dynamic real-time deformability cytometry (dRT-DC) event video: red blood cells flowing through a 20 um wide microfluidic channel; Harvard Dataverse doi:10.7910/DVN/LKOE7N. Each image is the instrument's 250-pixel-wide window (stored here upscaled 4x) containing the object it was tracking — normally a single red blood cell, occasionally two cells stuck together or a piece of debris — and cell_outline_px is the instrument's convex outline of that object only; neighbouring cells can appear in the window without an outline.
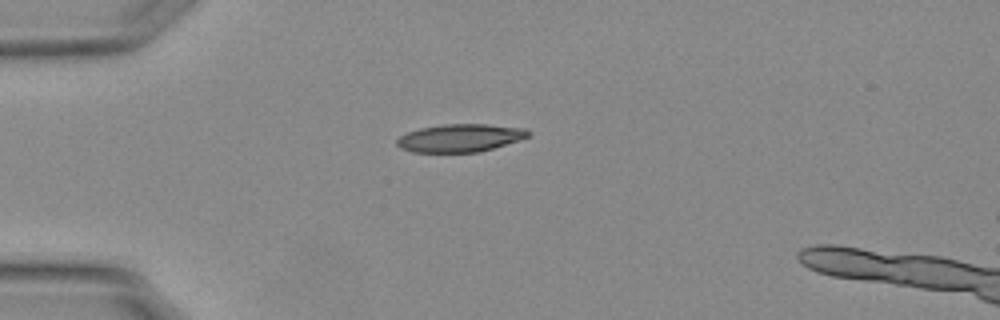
{"species": "Egyptian fruit bat (a non-hibernating species)", "species_latin": "Rousettus aegyptiacus", "temperature_condition": "warm", "stored_images_in_passage": 36, "camera_frame_rate_fps": 3000, "um_per_image_px": 0.085, "animal": {"sex": "female"}, "frame": {"image": 1, "passage_image": 1, "time_ms": 0.0, "image_size_px": [1000, 320], "cell_outline_px": [[532, 132], [528, 136], [520, 140], [480, 152], [412, 152], [400, 148], [396, 144], [396, 140], [400, 136], [408, 132], [420, 128], [444, 124], [488, 124], [524, 128]], "centroid_in_image_um": [39.11, 11.73], "position_along_channel_um": 45.9, "area_um2": 21.39}}
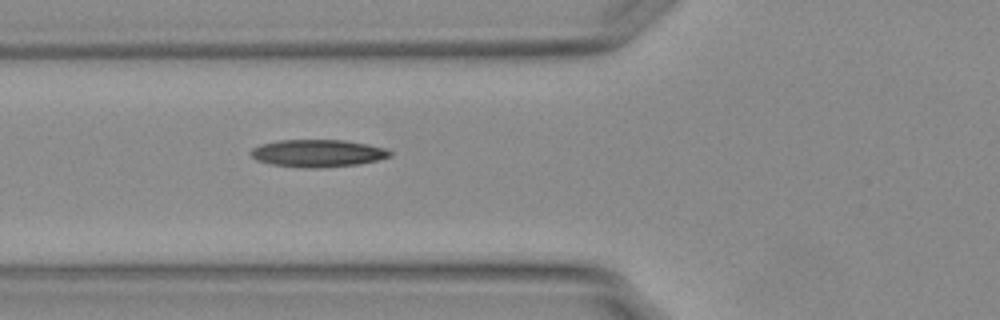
{"frame": {"image": 2, "passage_image": 7, "time_ms": 2.0, "image_size_px": [1000, 320], "cell_outline_px": [[392, 156], [360, 164], [324, 168], [300, 168], [272, 164], [256, 160], [248, 152], [252, 148], [260, 144], [276, 140], [344, 140], [368, 144], [384, 148], [392, 152]], "centroid_in_image_um": [26.98, 13.03], "position_along_channel_um": 98.8, "area_um2": 22.48}}
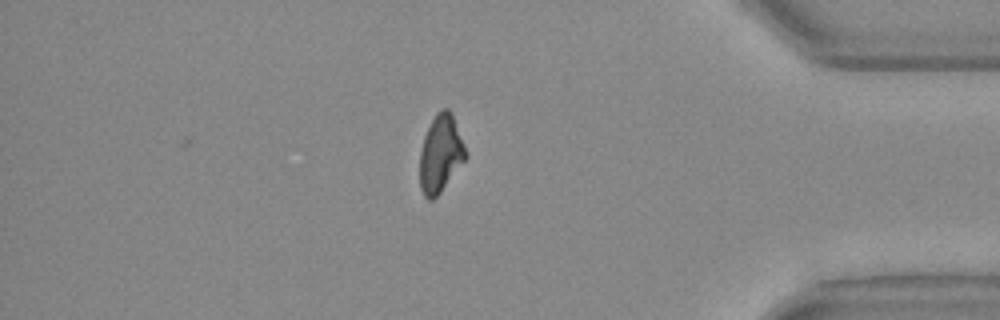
{"frame": {"image": 3, "passage_image": 33, "time_ms": 10.667, "image_size_px": [1000, 320], "cell_outline_px": [[468, 156], [440, 192], [432, 200], [428, 200], [424, 196], [420, 188], [420, 152], [424, 136], [436, 112], [440, 108], [448, 108], [452, 112], [464, 144]], "centroid_in_image_um": [37.45, 13.04], "position_along_channel_um": 397.8, "area_um2": 20.63}, "authors_computed_cell_mechanics": {"area_um2": 21.4438, "velocity_mm_per_s": 3.7996, "shape_relaxation_time_tau1_ms": null, "shape_relaxation_time_tau2_ms": 4.2404, "deformation_change_tau1": null, "deformation_change_tau2": 0.1301}}